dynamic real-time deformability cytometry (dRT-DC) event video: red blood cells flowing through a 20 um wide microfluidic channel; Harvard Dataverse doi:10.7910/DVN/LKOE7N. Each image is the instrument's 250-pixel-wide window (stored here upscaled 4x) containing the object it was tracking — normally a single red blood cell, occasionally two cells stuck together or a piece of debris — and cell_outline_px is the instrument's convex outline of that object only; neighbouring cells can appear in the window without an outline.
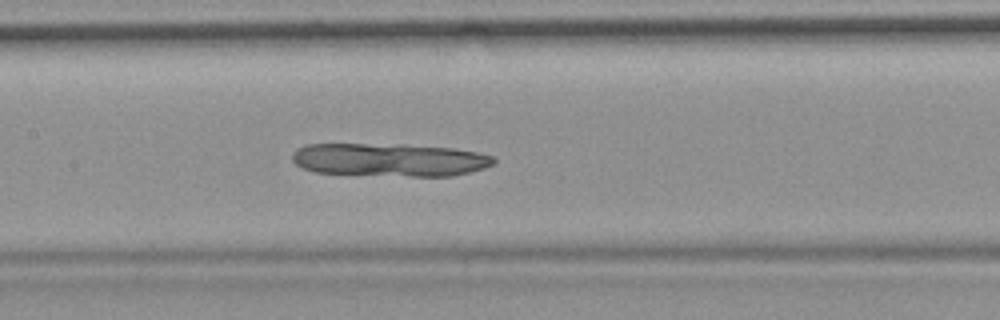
{"species": "common noctule bat (a hibernating species)", "species_latin": "Nyctalus noctula", "temperature_condition": "room temperature", "stored_images_in_passage": 54, "camera_frame_rate_fps": 3000, "um_per_image_px": 0.085, "animal": {"sex": "female", "body_mass_g": 19.9}, "frame": {"image": 1, "passage_image": 26, "time_ms": 8.333, "image_size_px": [1000, 320], "cell_outline_px": [[496, 160], [492, 164], [484, 168], [452, 176], [412, 176], [316, 172], [300, 168], [292, 160], [292, 152], [296, 148], [304, 144], [404, 144], [452, 148], [476, 152], [492, 156]], "centroid_in_image_um": [33.06, 13.57], "position_along_channel_um": 174.3, "area_um2": 38.9}}